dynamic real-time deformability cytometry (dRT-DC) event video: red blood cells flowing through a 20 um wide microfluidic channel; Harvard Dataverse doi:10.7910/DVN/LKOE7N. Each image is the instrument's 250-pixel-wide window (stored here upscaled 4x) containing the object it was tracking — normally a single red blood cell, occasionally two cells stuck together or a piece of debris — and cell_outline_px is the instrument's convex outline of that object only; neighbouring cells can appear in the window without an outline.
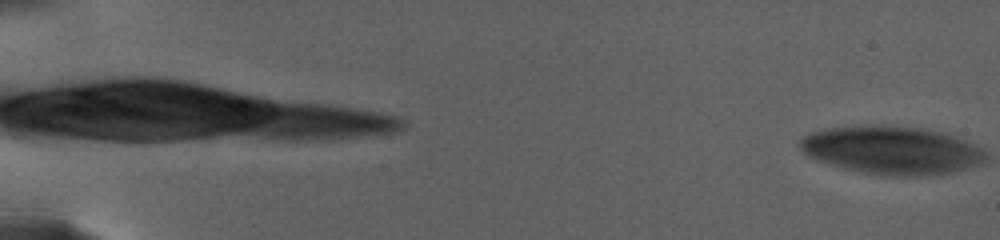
{"species": "human", "species_latin": "Homo sapiens", "temperature_condition": "warm", "stored_images_in_passage": 6, "camera_frame_rate_fps": 3000, "um_per_image_px": 0.085, "donor": {"sex": "female"}, "frame": {"image": 1, "passage_image": 1, "time_ms": 0.0, "image_size_px": [1000, 240], "cell_outline_px": [[984, 156], [980, 160], [964, 168], [952, 172], [908, 176], [884, 176], [844, 168], [812, 156], [804, 152], [800, 148], [800, 140], [816, 132], [832, 128], [864, 124], [872, 124], [920, 128], [936, 132], [948, 136], [980, 148], [984, 152]], "centroid_in_image_um": [75.72, 12.76], "position_along_channel_um": 9.3, "area_um2": 49.94}}